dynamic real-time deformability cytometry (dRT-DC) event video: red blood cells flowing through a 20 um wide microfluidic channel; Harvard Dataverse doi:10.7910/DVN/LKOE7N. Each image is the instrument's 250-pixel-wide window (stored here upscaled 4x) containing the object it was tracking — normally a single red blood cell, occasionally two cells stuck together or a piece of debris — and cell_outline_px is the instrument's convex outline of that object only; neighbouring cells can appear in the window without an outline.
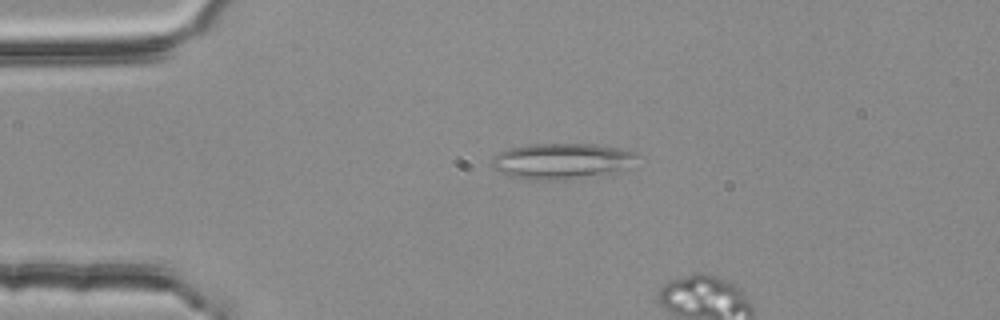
{"species": "common noctule bat (a hibernating species)", "species_latin": "Nyctalus noctula", "temperature_condition": "room temperature", "stored_images_in_passage": 5, "camera_frame_rate_fps": 3000, "um_per_image_px": 0.085, "animal": {"sex": "female", "body_mass_g": 25.1}, "frame": {"image": 1, "passage_image": 3, "time_ms": 0.667, "image_size_px": [1000, 320], "cell_outline_px": [[640, 156], [620, 172], [544, 180], [512, 176], [500, 172], [492, 168], [492, 156], [508, 148], [528, 144], [592, 144], [620, 148], [636, 152]], "centroid_in_image_um": [47.75, 13.66], "position_along_channel_um": 37.3, "area_um2": 29.82}}
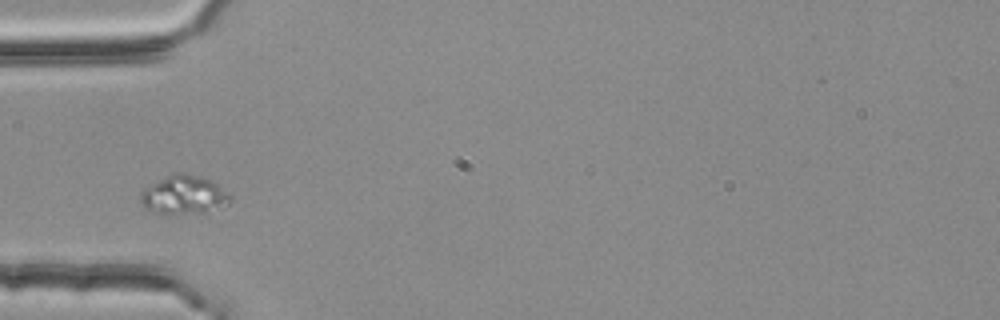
{"frame": {"image": 2, "passage_image": 5, "time_ms": 1.333, "image_size_px": [1000, 320], "cell_outline_px": [[232, 200], [228, 204], [204, 212], [168, 216], [144, 208], [140, 200], [140, 192], [148, 184], [176, 172], [184, 172], [200, 176], [212, 180], [232, 196]], "centroid_in_image_um": [15.6, 16.57], "position_along_channel_um": 69.4, "area_um2": 20.69}}